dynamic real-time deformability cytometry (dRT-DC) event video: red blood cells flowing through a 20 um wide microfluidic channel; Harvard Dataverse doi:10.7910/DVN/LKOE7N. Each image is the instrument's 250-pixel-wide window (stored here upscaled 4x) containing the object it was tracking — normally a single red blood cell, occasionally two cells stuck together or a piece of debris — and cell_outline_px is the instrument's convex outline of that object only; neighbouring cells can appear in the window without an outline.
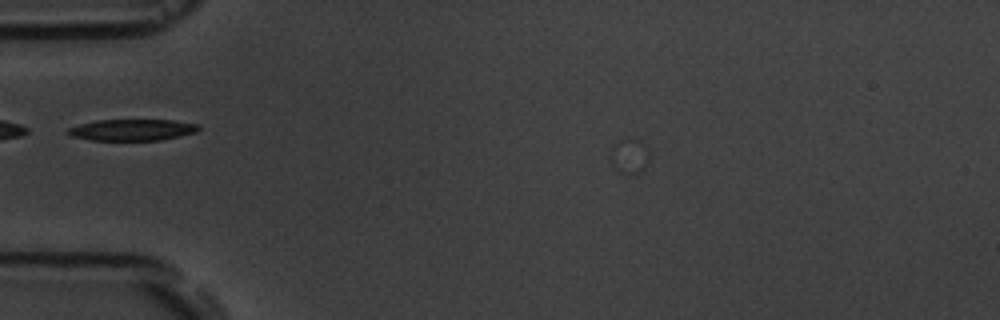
{"species": "common noctule bat (a hibernating species)", "species_latin": "Nyctalus noctula", "temperature_condition": "room temperature", "stored_images_in_passage": 5, "camera_frame_rate_fps": 3000, "um_per_image_px": 0.085, "animal": {"sex": "male", "body_mass_g": 19.5, "forearm_length_mm": 54.6}, "frame": {"image": 1, "passage_image": 4, "time_ms": 4.333, "image_size_px": [1000, 320], "cell_outline_px": [[200, 128], [196, 132], [180, 136], [160, 140], [92, 140], [72, 136], [64, 132], [68, 128], [80, 124], [96, 120], [172, 120], [200, 124]], "centroid_in_image_um": [11.24, 11.03], "position_along_channel_um": 73.8, "area_um2": 16.3}}
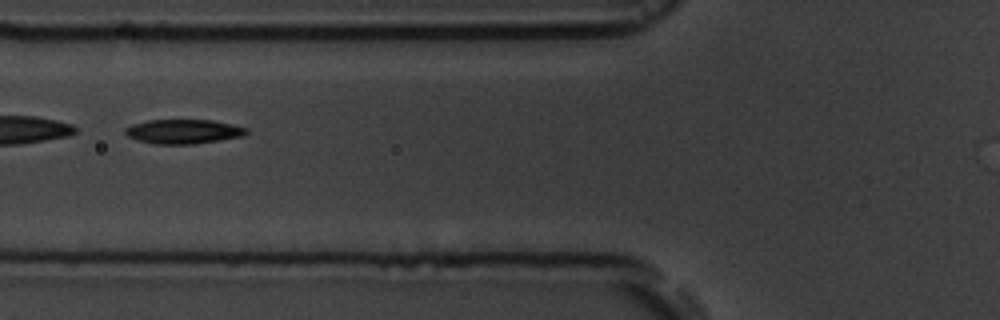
{"frame": {"image": 2, "passage_image": 5, "time_ms": 5.333, "image_size_px": [1000, 320], "cell_outline_px": [[248, 132], [244, 136], [196, 144], [152, 144], [136, 140], [128, 136], [124, 132], [124, 128], [132, 124], [148, 120], [212, 120], [232, 124], [248, 128]], "centroid_in_image_um": [15.58, 11.18], "position_along_channel_um": 110.2, "area_um2": 17.4}}